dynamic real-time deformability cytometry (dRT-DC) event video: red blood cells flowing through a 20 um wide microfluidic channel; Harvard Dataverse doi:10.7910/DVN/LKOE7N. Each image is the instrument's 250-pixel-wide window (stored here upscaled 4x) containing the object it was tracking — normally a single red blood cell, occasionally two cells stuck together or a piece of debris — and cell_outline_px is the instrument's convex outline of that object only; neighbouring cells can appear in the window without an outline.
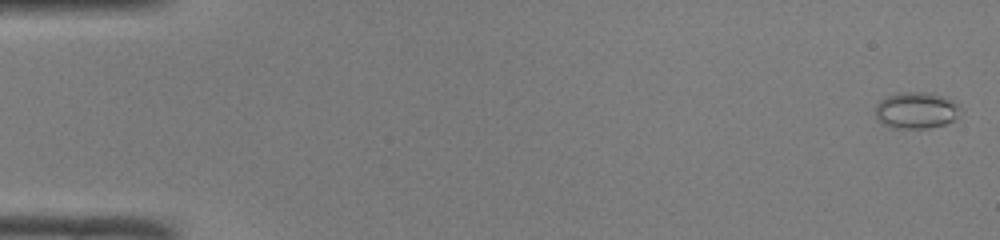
{"species": "common noctule bat (a hibernating species)", "species_latin": "Nyctalus noctula", "temperature_condition": "room temperature", "stored_images_in_passage": 50, "camera_frame_rate_fps": 3000, "um_per_image_px": 0.085, "animal": {"sex": "male", "body_mass_g": 19.0, "forearm_length_mm": 50.8}, "frame": {"image": 1, "passage_image": 1, "time_ms": 0.0, "image_size_px": [1000, 240], "cell_outline_px": [[960, 108], [956, 116], [952, 120], [944, 124], [928, 128], [892, 128], [880, 124], [876, 120], [876, 104], [880, 100], [888, 96], [904, 92], [924, 92], [956, 100]], "centroid_in_image_um": [77.83, 9.39], "position_along_channel_um": 7.2, "area_um2": 18.03}}
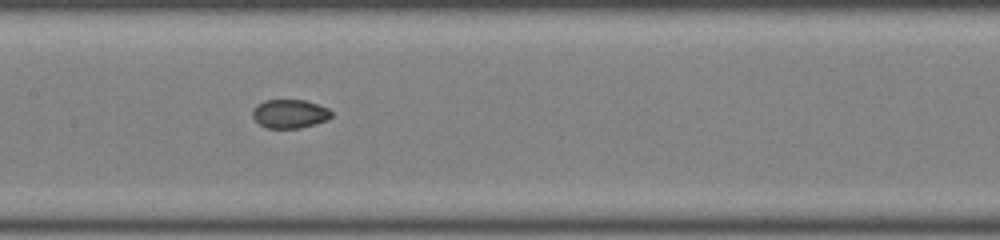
{"frame": {"image": 2, "passage_image": 25, "time_ms": 8.0, "image_size_px": [1000, 240], "cell_outline_px": [[332, 116], [328, 120], [316, 124], [300, 128], [268, 128], [260, 124], [252, 116], [252, 112], [256, 104], [264, 100], [304, 100], [328, 108], [332, 112]], "centroid_in_image_um": [24.64, 9.67], "position_along_channel_um": 182.8, "area_um2": 13.24}}
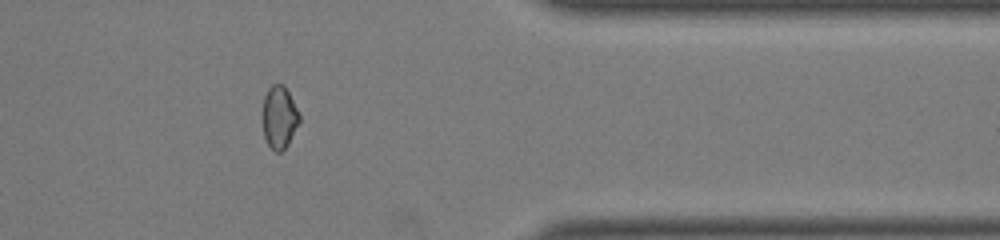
{"frame": {"image": 3, "passage_image": 41, "time_ms": 13.333, "image_size_px": [1000, 240], "cell_outline_px": [[300, 120], [288, 144], [280, 152], [276, 152], [268, 144], [264, 136], [264, 96], [268, 88], [272, 84], [284, 84], [300, 112]], "centroid_in_image_um": [23.77, 9.93], "position_along_channel_um": 387.6, "area_um2": 13.24}, "authors_computed_cell_mechanics": {"area_um2": 14.2477, "velocity_mm_per_s": 4.1298, "shape_relaxation_time_tau1_ms": null, "shape_relaxation_time_tau2_ms": 1.5868, "deformation_change_tau1": null, "deformation_change_tau2": 0.0396}}